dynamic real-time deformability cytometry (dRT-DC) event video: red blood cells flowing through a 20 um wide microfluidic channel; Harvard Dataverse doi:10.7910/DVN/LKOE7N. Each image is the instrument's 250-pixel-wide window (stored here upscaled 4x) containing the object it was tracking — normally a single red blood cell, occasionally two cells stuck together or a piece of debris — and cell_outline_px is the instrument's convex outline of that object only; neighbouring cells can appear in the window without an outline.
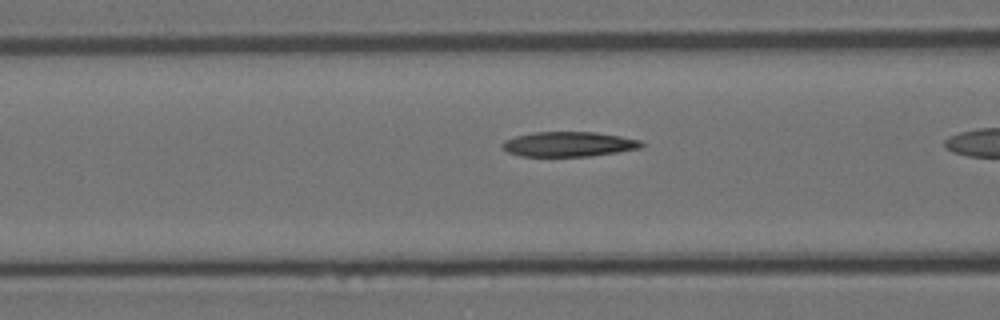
{"species": "Egyptian fruit bat (a non-hibernating species)", "species_latin": "Rousettus aegyptiacus", "temperature_condition": "room temperature", "stored_images_in_passage": 14, "camera_frame_rate_fps": 3000, "um_per_image_px": 0.085, "animal": {"sex": "female"}, "frame": {"image": 1, "passage_image": 12, "time_ms": 3.667, "image_size_px": [1000, 320], "cell_outline_px": [[644, 144], [640, 148], [592, 156], [520, 156], [508, 152], [500, 144], [504, 140], [516, 136], [532, 132], [596, 132], [620, 136], [640, 140]], "centroid_in_image_um": [48.32, 12.25], "position_along_channel_um": 118.3, "area_um2": 20.11}}